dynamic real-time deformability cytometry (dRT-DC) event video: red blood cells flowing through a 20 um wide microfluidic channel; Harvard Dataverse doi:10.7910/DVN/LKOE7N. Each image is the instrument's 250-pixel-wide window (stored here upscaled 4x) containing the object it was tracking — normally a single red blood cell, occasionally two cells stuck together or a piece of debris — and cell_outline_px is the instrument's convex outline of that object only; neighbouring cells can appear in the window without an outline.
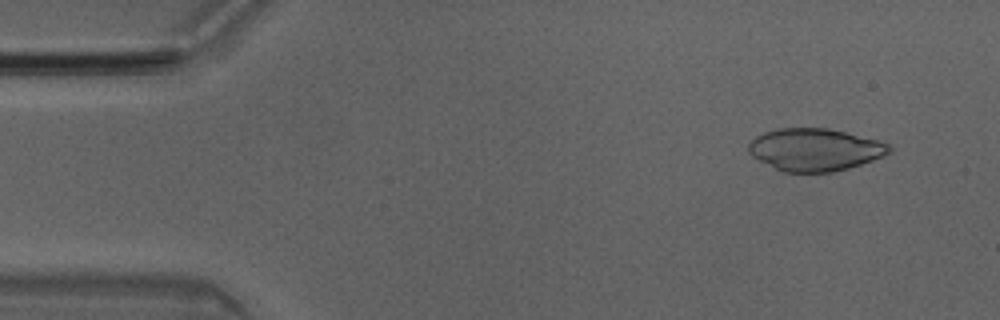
{"species": "Egyptian fruit bat (a non-hibernating species)", "species_latin": "Rousettus aegyptiacus", "temperature_condition": "room temperature", "stored_images_in_passage": 43, "camera_frame_rate_fps": 3000, "um_per_image_px": 0.085, "animal": {"sex": "male"}, "frame": {"image": 1, "passage_image": 4, "time_ms": 1.0, "image_size_px": [1000, 320], "cell_outline_px": [[892, 152], [872, 160], [848, 168], [832, 172], [780, 172], [752, 156], [748, 152], [748, 144], [756, 136], [764, 132], [776, 128], [828, 128], [876, 140], [888, 144], [892, 148]], "centroid_in_image_um": [69.22, 12.72], "position_along_channel_um": 15.8, "area_um2": 34.68}}